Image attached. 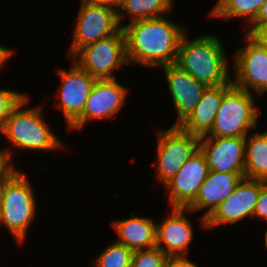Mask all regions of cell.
<instances>
[{
	"mask_svg": "<svg viewBox=\"0 0 267 267\" xmlns=\"http://www.w3.org/2000/svg\"><path fill=\"white\" fill-rule=\"evenodd\" d=\"M128 64L162 67L174 64L185 27L167 17L141 19L123 25Z\"/></svg>",
	"mask_w": 267,
	"mask_h": 267,
	"instance_id": "1",
	"label": "cell"
},
{
	"mask_svg": "<svg viewBox=\"0 0 267 267\" xmlns=\"http://www.w3.org/2000/svg\"><path fill=\"white\" fill-rule=\"evenodd\" d=\"M187 34L181 38L175 64L207 86L232 84L221 38L209 34L190 40Z\"/></svg>",
	"mask_w": 267,
	"mask_h": 267,
	"instance_id": "2",
	"label": "cell"
},
{
	"mask_svg": "<svg viewBox=\"0 0 267 267\" xmlns=\"http://www.w3.org/2000/svg\"><path fill=\"white\" fill-rule=\"evenodd\" d=\"M26 95L11 111L5 120L0 133L11 145L19 150L50 151L62 149L63 143L58 138L50 124L43 119L42 107L23 108L30 101ZM23 108V109H22Z\"/></svg>",
	"mask_w": 267,
	"mask_h": 267,
	"instance_id": "3",
	"label": "cell"
},
{
	"mask_svg": "<svg viewBox=\"0 0 267 267\" xmlns=\"http://www.w3.org/2000/svg\"><path fill=\"white\" fill-rule=\"evenodd\" d=\"M36 203L29 177L14 168L2 181L0 226L3 224L19 244L27 238V231L36 216Z\"/></svg>",
	"mask_w": 267,
	"mask_h": 267,
	"instance_id": "4",
	"label": "cell"
},
{
	"mask_svg": "<svg viewBox=\"0 0 267 267\" xmlns=\"http://www.w3.org/2000/svg\"><path fill=\"white\" fill-rule=\"evenodd\" d=\"M254 93L232 85L222 96L211 131L203 137H246L259 121Z\"/></svg>",
	"mask_w": 267,
	"mask_h": 267,
	"instance_id": "5",
	"label": "cell"
},
{
	"mask_svg": "<svg viewBox=\"0 0 267 267\" xmlns=\"http://www.w3.org/2000/svg\"><path fill=\"white\" fill-rule=\"evenodd\" d=\"M71 59L96 80L115 79V70L129 65L123 28L113 35L84 46Z\"/></svg>",
	"mask_w": 267,
	"mask_h": 267,
	"instance_id": "6",
	"label": "cell"
},
{
	"mask_svg": "<svg viewBox=\"0 0 267 267\" xmlns=\"http://www.w3.org/2000/svg\"><path fill=\"white\" fill-rule=\"evenodd\" d=\"M157 178L163 186L173 178L184 163L199 149L200 138L172 125L157 131Z\"/></svg>",
	"mask_w": 267,
	"mask_h": 267,
	"instance_id": "7",
	"label": "cell"
},
{
	"mask_svg": "<svg viewBox=\"0 0 267 267\" xmlns=\"http://www.w3.org/2000/svg\"><path fill=\"white\" fill-rule=\"evenodd\" d=\"M245 41V46L233 54L232 84L250 93L263 95L267 92V47L247 33Z\"/></svg>",
	"mask_w": 267,
	"mask_h": 267,
	"instance_id": "8",
	"label": "cell"
},
{
	"mask_svg": "<svg viewBox=\"0 0 267 267\" xmlns=\"http://www.w3.org/2000/svg\"><path fill=\"white\" fill-rule=\"evenodd\" d=\"M74 24L73 39L67 53L69 59L84 46L113 35L121 28L116 9L82 1Z\"/></svg>",
	"mask_w": 267,
	"mask_h": 267,
	"instance_id": "9",
	"label": "cell"
},
{
	"mask_svg": "<svg viewBox=\"0 0 267 267\" xmlns=\"http://www.w3.org/2000/svg\"><path fill=\"white\" fill-rule=\"evenodd\" d=\"M69 70H58L61 83L57 89L58 104L69 128L83 113L86 101L96 81L86 70L73 59Z\"/></svg>",
	"mask_w": 267,
	"mask_h": 267,
	"instance_id": "10",
	"label": "cell"
},
{
	"mask_svg": "<svg viewBox=\"0 0 267 267\" xmlns=\"http://www.w3.org/2000/svg\"><path fill=\"white\" fill-rule=\"evenodd\" d=\"M128 88L115 79L96 80L82 115L68 128L80 130L86 123L117 115L126 103Z\"/></svg>",
	"mask_w": 267,
	"mask_h": 267,
	"instance_id": "11",
	"label": "cell"
},
{
	"mask_svg": "<svg viewBox=\"0 0 267 267\" xmlns=\"http://www.w3.org/2000/svg\"><path fill=\"white\" fill-rule=\"evenodd\" d=\"M265 183L262 180L243 178L233 193L205 218V228L221 224L234 225L246 217L253 218L261 187Z\"/></svg>",
	"mask_w": 267,
	"mask_h": 267,
	"instance_id": "12",
	"label": "cell"
},
{
	"mask_svg": "<svg viewBox=\"0 0 267 267\" xmlns=\"http://www.w3.org/2000/svg\"><path fill=\"white\" fill-rule=\"evenodd\" d=\"M210 172L204 154L198 149L165 185L170 208H188L197 198Z\"/></svg>",
	"mask_w": 267,
	"mask_h": 267,
	"instance_id": "13",
	"label": "cell"
},
{
	"mask_svg": "<svg viewBox=\"0 0 267 267\" xmlns=\"http://www.w3.org/2000/svg\"><path fill=\"white\" fill-rule=\"evenodd\" d=\"M199 149L211 171L245 178V137H201Z\"/></svg>",
	"mask_w": 267,
	"mask_h": 267,
	"instance_id": "14",
	"label": "cell"
},
{
	"mask_svg": "<svg viewBox=\"0 0 267 267\" xmlns=\"http://www.w3.org/2000/svg\"><path fill=\"white\" fill-rule=\"evenodd\" d=\"M170 210L168 217L156 222V247L167 257L187 256L189 246L194 240V228L186 215L192 212L188 208Z\"/></svg>",
	"mask_w": 267,
	"mask_h": 267,
	"instance_id": "15",
	"label": "cell"
},
{
	"mask_svg": "<svg viewBox=\"0 0 267 267\" xmlns=\"http://www.w3.org/2000/svg\"><path fill=\"white\" fill-rule=\"evenodd\" d=\"M161 68L165 73L167 87L178 116L174 126H179L194 110L208 86L197 81L175 63L162 66Z\"/></svg>",
	"mask_w": 267,
	"mask_h": 267,
	"instance_id": "16",
	"label": "cell"
},
{
	"mask_svg": "<svg viewBox=\"0 0 267 267\" xmlns=\"http://www.w3.org/2000/svg\"><path fill=\"white\" fill-rule=\"evenodd\" d=\"M242 179L238 173L210 170L200 187L196 200L188 207L192 213L207 208L199 219L201 227H205V218L233 193Z\"/></svg>",
	"mask_w": 267,
	"mask_h": 267,
	"instance_id": "17",
	"label": "cell"
},
{
	"mask_svg": "<svg viewBox=\"0 0 267 267\" xmlns=\"http://www.w3.org/2000/svg\"><path fill=\"white\" fill-rule=\"evenodd\" d=\"M233 84L208 86L194 110L185 118L179 127L199 138L206 136L212 129L215 115L220 107L223 94Z\"/></svg>",
	"mask_w": 267,
	"mask_h": 267,
	"instance_id": "18",
	"label": "cell"
},
{
	"mask_svg": "<svg viewBox=\"0 0 267 267\" xmlns=\"http://www.w3.org/2000/svg\"><path fill=\"white\" fill-rule=\"evenodd\" d=\"M130 214L128 219L112 222L113 229L118 235L115 241L124 244L130 250H146L156 247V223L149 217Z\"/></svg>",
	"mask_w": 267,
	"mask_h": 267,
	"instance_id": "19",
	"label": "cell"
},
{
	"mask_svg": "<svg viewBox=\"0 0 267 267\" xmlns=\"http://www.w3.org/2000/svg\"><path fill=\"white\" fill-rule=\"evenodd\" d=\"M245 178L267 182V131L245 137Z\"/></svg>",
	"mask_w": 267,
	"mask_h": 267,
	"instance_id": "20",
	"label": "cell"
},
{
	"mask_svg": "<svg viewBox=\"0 0 267 267\" xmlns=\"http://www.w3.org/2000/svg\"><path fill=\"white\" fill-rule=\"evenodd\" d=\"M173 2V0H120L117 10L119 24L123 27L122 20L128 14L132 16L131 22L163 17L164 14L172 12Z\"/></svg>",
	"mask_w": 267,
	"mask_h": 267,
	"instance_id": "21",
	"label": "cell"
},
{
	"mask_svg": "<svg viewBox=\"0 0 267 267\" xmlns=\"http://www.w3.org/2000/svg\"><path fill=\"white\" fill-rule=\"evenodd\" d=\"M267 0H218L209 12V16L215 18L231 19L236 17H246L247 26L252 25Z\"/></svg>",
	"mask_w": 267,
	"mask_h": 267,
	"instance_id": "22",
	"label": "cell"
},
{
	"mask_svg": "<svg viewBox=\"0 0 267 267\" xmlns=\"http://www.w3.org/2000/svg\"><path fill=\"white\" fill-rule=\"evenodd\" d=\"M132 255V250L115 241L91 260V264L95 267H131Z\"/></svg>",
	"mask_w": 267,
	"mask_h": 267,
	"instance_id": "23",
	"label": "cell"
},
{
	"mask_svg": "<svg viewBox=\"0 0 267 267\" xmlns=\"http://www.w3.org/2000/svg\"><path fill=\"white\" fill-rule=\"evenodd\" d=\"M167 256L157 247L133 252L131 267H165Z\"/></svg>",
	"mask_w": 267,
	"mask_h": 267,
	"instance_id": "24",
	"label": "cell"
},
{
	"mask_svg": "<svg viewBox=\"0 0 267 267\" xmlns=\"http://www.w3.org/2000/svg\"><path fill=\"white\" fill-rule=\"evenodd\" d=\"M27 94L17 92L14 90L0 89V130L5 120L10 116L13 108L26 96Z\"/></svg>",
	"mask_w": 267,
	"mask_h": 267,
	"instance_id": "25",
	"label": "cell"
},
{
	"mask_svg": "<svg viewBox=\"0 0 267 267\" xmlns=\"http://www.w3.org/2000/svg\"><path fill=\"white\" fill-rule=\"evenodd\" d=\"M11 147H7L6 149H0V184L2 181L12 172V170L16 167L13 166V163H11L13 159H11L14 154L12 152ZM9 149V150H8Z\"/></svg>",
	"mask_w": 267,
	"mask_h": 267,
	"instance_id": "26",
	"label": "cell"
},
{
	"mask_svg": "<svg viewBox=\"0 0 267 267\" xmlns=\"http://www.w3.org/2000/svg\"><path fill=\"white\" fill-rule=\"evenodd\" d=\"M253 218L267 220V182L261 187Z\"/></svg>",
	"mask_w": 267,
	"mask_h": 267,
	"instance_id": "27",
	"label": "cell"
},
{
	"mask_svg": "<svg viewBox=\"0 0 267 267\" xmlns=\"http://www.w3.org/2000/svg\"><path fill=\"white\" fill-rule=\"evenodd\" d=\"M165 267H199L192 262L188 256H172L168 257Z\"/></svg>",
	"mask_w": 267,
	"mask_h": 267,
	"instance_id": "28",
	"label": "cell"
},
{
	"mask_svg": "<svg viewBox=\"0 0 267 267\" xmlns=\"http://www.w3.org/2000/svg\"><path fill=\"white\" fill-rule=\"evenodd\" d=\"M262 25H267V1L261 6L255 22L250 26L247 34L253 35Z\"/></svg>",
	"mask_w": 267,
	"mask_h": 267,
	"instance_id": "29",
	"label": "cell"
},
{
	"mask_svg": "<svg viewBox=\"0 0 267 267\" xmlns=\"http://www.w3.org/2000/svg\"><path fill=\"white\" fill-rule=\"evenodd\" d=\"M81 1L93 5L107 6L116 10H118L120 4V0H81Z\"/></svg>",
	"mask_w": 267,
	"mask_h": 267,
	"instance_id": "30",
	"label": "cell"
},
{
	"mask_svg": "<svg viewBox=\"0 0 267 267\" xmlns=\"http://www.w3.org/2000/svg\"><path fill=\"white\" fill-rule=\"evenodd\" d=\"M14 50H11L9 47H4L0 45V70L3 65L13 56Z\"/></svg>",
	"mask_w": 267,
	"mask_h": 267,
	"instance_id": "31",
	"label": "cell"
},
{
	"mask_svg": "<svg viewBox=\"0 0 267 267\" xmlns=\"http://www.w3.org/2000/svg\"><path fill=\"white\" fill-rule=\"evenodd\" d=\"M252 36L267 47V25H262Z\"/></svg>",
	"mask_w": 267,
	"mask_h": 267,
	"instance_id": "32",
	"label": "cell"
},
{
	"mask_svg": "<svg viewBox=\"0 0 267 267\" xmlns=\"http://www.w3.org/2000/svg\"><path fill=\"white\" fill-rule=\"evenodd\" d=\"M2 211V183L0 184V217Z\"/></svg>",
	"mask_w": 267,
	"mask_h": 267,
	"instance_id": "33",
	"label": "cell"
},
{
	"mask_svg": "<svg viewBox=\"0 0 267 267\" xmlns=\"http://www.w3.org/2000/svg\"><path fill=\"white\" fill-rule=\"evenodd\" d=\"M264 238H265V244L264 245H265V248H267V230L265 231V237Z\"/></svg>",
	"mask_w": 267,
	"mask_h": 267,
	"instance_id": "34",
	"label": "cell"
}]
</instances>
